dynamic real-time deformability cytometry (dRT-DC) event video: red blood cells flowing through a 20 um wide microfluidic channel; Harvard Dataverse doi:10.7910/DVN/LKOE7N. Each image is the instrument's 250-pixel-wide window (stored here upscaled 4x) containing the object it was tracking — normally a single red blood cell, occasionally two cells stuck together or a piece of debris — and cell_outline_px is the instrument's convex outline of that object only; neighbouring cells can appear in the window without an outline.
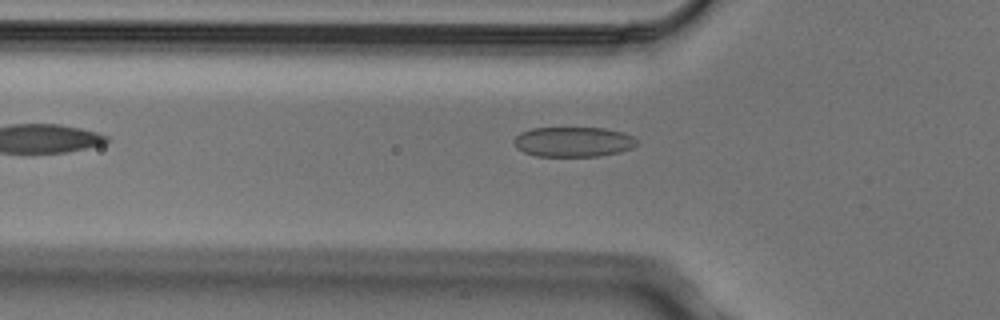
{"species": "Egyptian fruit bat (a non-hibernating species)", "species_latin": "Rousettus aegyptiacus", "temperature_condition": "cold", "stored_images_in_passage": 3, "camera_frame_rate_fps": 3000, "um_per_image_px": 0.085, "animal": {"sex": "male"}, "frame": {"image": 1, "passage_image": 3, "time_ms": 0.667, "image_size_px": [1000, 320], "cell_outline_px": [[640, 144], [632, 148], [620, 152], [600, 156], [536, 156], [524, 152], [516, 148], [512, 140], [520, 132], [532, 128], [604, 128], [624, 132], [640, 140]], "centroid_in_image_um": [48.76, 12.05], "position_along_channel_um": 77.0, "area_um2": 21.79}}